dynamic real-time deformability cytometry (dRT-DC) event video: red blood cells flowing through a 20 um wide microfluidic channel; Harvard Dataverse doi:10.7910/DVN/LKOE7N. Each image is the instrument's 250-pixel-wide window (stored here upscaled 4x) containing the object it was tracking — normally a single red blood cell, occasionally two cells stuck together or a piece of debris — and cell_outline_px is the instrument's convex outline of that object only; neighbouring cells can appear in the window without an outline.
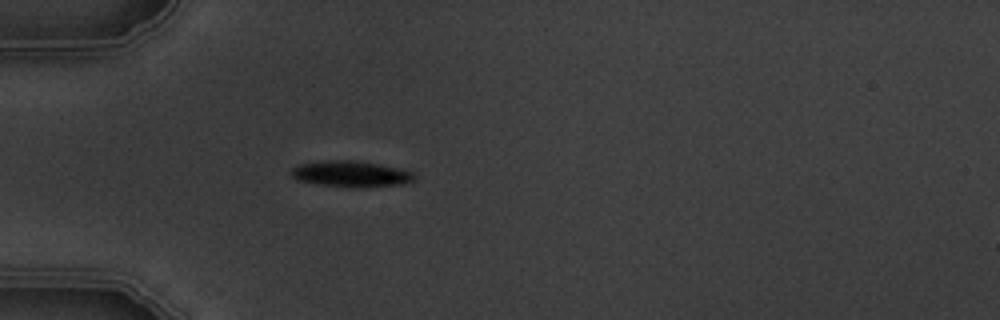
{"species": "common noctule bat (a hibernating species)", "species_latin": "Nyctalus noctula", "temperature_condition": "warm", "stored_images_in_passage": 1, "camera_frame_rate_fps": 3000, "um_per_image_px": 0.085, "animal": {"sex": "male", "body_mass_g": 19.5, "forearm_length_mm": 54.6}, "frame": {"image": 1, "passage_image": 1, "time_ms": 0.0, "image_size_px": [1000, 320], "cell_outline_px": [[416, 180], [404, 184], [356, 188], [352, 188], [320, 184], [296, 180], [288, 172], [292, 168], [300, 164], [324, 160], [352, 160], [380, 164], [400, 168], [416, 172]], "centroid_in_image_um": [29.87, 14.78], "position_along_channel_um": 55.1, "area_um2": 19.07}}